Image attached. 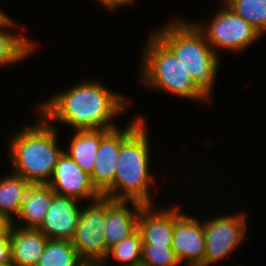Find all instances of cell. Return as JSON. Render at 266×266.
Here are the masks:
<instances>
[{
	"mask_svg": "<svg viewBox=\"0 0 266 266\" xmlns=\"http://www.w3.org/2000/svg\"><path fill=\"white\" fill-rule=\"evenodd\" d=\"M100 3L106 10H110V12L118 11V9H121L123 6H130L133 4L131 0H96V3ZM115 10V11H114Z\"/></svg>",
	"mask_w": 266,
	"mask_h": 266,
	"instance_id": "obj_25",
	"label": "cell"
},
{
	"mask_svg": "<svg viewBox=\"0 0 266 266\" xmlns=\"http://www.w3.org/2000/svg\"><path fill=\"white\" fill-rule=\"evenodd\" d=\"M11 17L0 26V68L20 64L34 54L37 43L25 35L11 32L17 25ZM13 28V29H12ZM10 29V30H9ZM15 33V34H14Z\"/></svg>",
	"mask_w": 266,
	"mask_h": 266,
	"instance_id": "obj_17",
	"label": "cell"
},
{
	"mask_svg": "<svg viewBox=\"0 0 266 266\" xmlns=\"http://www.w3.org/2000/svg\"><path fill=\"white\" fill-rule=\"evenodd\" d=\"M143 205L137 201L114 200L106 208V224L103 234L108 249L138 229V216Z\"/></svg>",
	"mask_w": 266,
	"mask_h": 266,
	"instance_id": "obj_14",
	"label": "cell"
},
{
	"mask_svg": "<svg viewBox=\"0 0 266 266\" xmlns=\"http://www.w3.org/2000/svg\"><path fill=\"white\" fill-rule=\"evenodd\" d=\"M138 230L143 245L172 247L174 204L163 209L154 204L143 205L138 216Z\"/></svg>",
	"mask_w": 266,
	"mask_h": 266,
	"instance_id": "obj_13",
	"label": "cell"
},
{
	"mask_svg": "<svg viewBox=\"0 0 266 266\" xmlns=\"http://www.w3.org/2000/svg\"><path fill=\"white\" fill-rule=\"evenodd\" d=\"M133 118L122 128V145L114 184L102 196L112 200L137 201L144 205L156 204L151 190L153 185L156 186V178L149 170L151 148L148 121L139 114Z\"/></svg>",
	"mask_w": 266,
	"mask_h": 266,
	"instance_id": "obj_2",
	"label": "cell"
},
{
	"mask_svg": "<svg viewBox=\"0 0 266 266\" xmlns=\"http://www.w3.org/2000/svg\"><path fill=\"white\" fill-rule=\"evenodd\" d=\"M141 266H182L172 247L143 245Z\"/></svg>",
	"mask_w": 266,
	"mask_h": 266,
	"instance_id": "obj_23",
	"label": "cell"
},
{
	"mask_svg": "<svg viewBox=\"0 0 266 266\" xmlns=\"http://www.w3.org/2000/svg\"><path fill=\"white\" fill-rule=\"evenodd\" d=\"M114 200L101 196L85 202L82 208L75 234L71 239L79 257L88 266H99L106 258L109 249L104 238L106 208Z\"/></svg>",
	"mask_w": 266,
	"mask_h": 266,
	"instance_id": "obj_7",
	"label": "cell"
},
{
	"mask_svg": "<svg viewBox=\"0 0 266 266\" xmlns=\"http://www.w3.org/2000/svg\"><path fill=\"white\" fill-rule=\"evenodd\" d=\"M78 199L54 194L51 205L38 230L48 239L71 240L83 206Z\"/></svg>",
	"mask_w": 266,
	"mask_h": 266,
	"instance_id": "obj_11",
	"label": "cell"
},
{
	"mask_svg": "<svg viewBox=\"0 0 266 266\" xmlns=\"http://www.w3.org/2000/svg\"><path fill=\"white\" fill-rule=\"evenodd\" d=\"M236 14L254 27L259 34H266V0H222Z\"/></svg>",
	"mask_w": 266,
	"mask_h": 266,
	"instance_id": "obj_22",
	"label": "cell"
},
{
	"mask_svg": "<svg viewBox=\"0 0 266 266\" xmlns=\"http://www.w3.org/2000/svg\"><path fill=\"white\" fill-rule=\"evenodd\" d=\"M55 192L48 184H31L25 194L16 222L24 229H38L51 205Z\"/></svg>",
	"mask_w": 266,
	"mask_h": 266,
	"instance_id": "obj_16",
	"label": "cell"
},
{
	"mask_svg": "<svg viewBox=\"0 0 266 266\" xmlns=\"http://www.w3.org/2000/svg\"><path fill=\"white\" fill-rule=\"evenodd\" d=\"M11 262L10 252V224L0 230V266Z\"/></svg>",
	"mask_w": 266,
	"mask_h": 266,
	"instance_id": "obj_24",
	"label": "cell"
},
{
	"mask_svg": "<svg viewBox=\"0 0 266 266\" xmlns=\"http://www.w3.org/2000/svg\"><path fill=\"white\" fill-rule=\"evenodd\" d=\"M122 145V128L100 129V144L94 170L90 175L93 186L103 195L113 184L117 159Z\"/></svg>",
	"mask_w": 266,
	"mask_h": 266,
	"instance_id": "obj_12",
	"label": "cell"
},
{
	"mask_svg": "<svg viewBox=\"0 0 266 266\" xmlns=\"http://www.w3.org/2000/svg\"><path fill=\"white\" fill-rule=\"evenodd\" d=\"M6 224L0 219V230L5 226Z\"/></svg>",
	"mask_w": 266,
	"mask_h": 266,
	"instance_id": "obj_28",
	"label": "cell"
},
{
	"mask_svg": "<svg viewBox=\"0 0 266 266\" xmlns=\"http://www.w3.org/2000/svg\"><path fill=\"white\" fill-rule=\"evenodd\" d=\"M36 266H88L78 255L71 240L48 239Z\"/></svg>",
	"mask_w": 266,
	"mask_h": 266,
	"instance_id": "obj_20",
	"label": "cell"
},
{
	"mask_svg": "<svg viewBox=\"0 0 266 266\" xmlns=\"http://www.w3.org/2000/svg\"><path fill=\"white\" fill-rule=\"evenodd\" d=\"M10 174L0 179V219L5 224L14 222L31 185L24 177L12 172Z\"/></svg>",
	"mask_w": 266,
	"mask_h": 266,
	"instance_id": "obj_18",
	"label": "cell"
},
{
	"mask_svg": "<svg viewBox=\"0 0 266 266\" xmlns=\"http://www.w3.org/2000/svg\"><path fill=\"white\" fill-rule=\"evenodd\" d=\"M151 32L176 56L197 87L212 100L222 60L196 25L178 16Z\"/></svg>",
	"mask_w": 266,
	"mask_h": 266,
	"instance_id": "obj_4",
	"label": "cell"
},
{
	"mask_svg": "<svg viewBox=\"0 0 266 266\" xmlns=\"http://www.w3.org/2000/svg\"><path fill=\"white\" fill-rule=\"evenodd\" d=\"M184 266H211L209 264H191V265H184Z\"/></svg>",
	"mask_w": 266,
	"mask_h": 266,
	"instance_id": "obj_27",
	"label": "cell"
},
{
	"mask_svg": "<svg viewBox=\"0 0 266 266\" xmlns=\"http://www.w3.org/2000/svg\"><path fill=\"white\" fill-rule=\"evenodd\" d=\"M9 18L10 16H8L7 13L1 10V7H0V26H2Z\"/></svg>",
	"mask_w": 266,
	"mask_h": 266,
	"instance_id": "obj_26",
	"label": "cell"
},
{
	"mask_svg": "<svg viewBox=\"0 0 266 266\" xmlns=\"http://www.w3.org/2000/svg\"><path fill=\"white\" fill-rule=\"evenodd\" d=\"M74 85L39 102L36 113L56 128L59 123L74 128V131L119 127L113 120L132 105L127 95L111 90L95 78H84Z\"/></svg>",
	"mask_w": 266,
	"mask_h": 266,
	"instance_id": "obj_1",
	"label": "cell"
},
{
	"mask_svg": "<svg viewBox=\"0 0 266 266\" xmlns=\"http://www.w3.org/2000/svg\"><path fill=\"white\" fill-rule=\"evenodd\" d=\"M33 124L10 134L7 154L11 172L30 184H48L64 149L59 146V127L49 124L40 114ZM59 130V131H58Z\"/></svg>",
	"mask_w": 266,
	"mask_h": 266,
	"instance_id": "obj_3",
	"label": "cell"
},
{
	"mask_svg": "<svg viewBox=\"0 0 266 266\" xmlns=\"http://www.w3.org/2000/svg\"><path fill=\"white\" fill-rule=\"evenodd\" d=\"M174 235L172 249L180 264H204L205 240L204 219L185 213L174 203Z\"/></svg>",
	"mask_w": 266,
	"mask_h": 266,
	"instance_id": "obj_9",
	"label": "cell"
},
{
	"mask_svg": "<svg viewBox=\"0 0 266 266\" xmlns=\"http://www.w3.org/2000/svg\"><path fill=\"white\" fill-rule=\"evenodd\" d=\"M48 238L38 229H24L10 224L11 262L15 266H36Z\"/></svg>",
	"mask_w": 266,
	"mask_h": 266,
	"instance_id": "obj_15",
	"label": "cell"
},
{
	"mask_svg": "<svg viewBox=\"0 0 266 266\" xmlns=\"http://www.w3.org/2000/svg\"><path fill=\"white\" fill-rule=\"evenodd\" d=\"M245 212L218 214L204 219L206 246L204 264L213 265L228 258L245 239L247 223ZM246 232V233H245ZM234 250V251H233Z\"/></svg>",
	"mask_w": 266,
	"mask_h": 266,
	"instance_id": "obj_8",
	"label": "cell"
},
{
	"mask_svg": "<svg viewBox=\"0 0 266 266\" xmlns=\"http://www.w3.org/2000/svg\"><path fill=\"white\" fill-rule=\"evenodd\" d=\"M55 194L91 202L102 195L93 186L90 175L83 171L66 153L62 152L48 182Z\"/></svg>",
	"mask_w": 266,
	"mask_h": 266,
	"instance_id": "obj_10",
	"label": "cell"
},
{
	"mask_svg": "<svg viewBox=\"0 0 266 266\" xmlns=\"http://www.w3.org/2000/svg\"><path fill=\"white\" fill-rule=\"evenodd\" d=\"M220 5L208 22L192 21L219 57L222 55L221 50L242 53L263 37L222 0Z\"/></svg>",
	"mask_w": 266,
	"mask_h": 266,
	"instance_id": "obj_6",
	"label": "cell"
},
{
	"mask_svg": "<svg viewBox=\"0 0 266 266\" xmlns=\"http://www.w3.org/2000/svg\"><path fill=\"white\" fill-rule=\"evenodd\" d=\"M142 250V236L137 229L133 234L112 246L105 260L99 266H106L111 256L119 266H141ZM108 266L112 265L109 264ZM113 266L116 265L113 264Z\"/></svg>",
	"mask_w": 266,
	"mask_h": 266,
	"instance_id": "obj_21",
	"label": "cell"
},
{
	"mask_svg": "<svg viewBox=\"0 0 266 266\" xmlns=\"http://www.w3.org/2000/svg\"><path fill=\"white\" fill-rule=\"evenodd\" d=\"M149 33L139 66L142 86L182 99L211 103L176 56L152 32Z\"/></svg>",
	"mask_w": 266,
	"mask_h": 266,
	"instance_id": "obj_5",
	"label": "cell"
},
{
	"mask_svg": "<svg viewBox=\"0 0 266 266\" xmlns=\"http://www.w3.org/2000/svg\"><path fill=\"white\" fill-rule=\"evenodd\" d=\"M68 150L64 149L77 165L89 175L92 174L95 165L96 154L100 144V129L73 131Z\"/></svg>",
	"mask_w": 266,
	"mask_h": 266,
	"instance_id": "obj_19",
	"label": "cell"
},
{
	"mask_svg": "<svg viewBox=\"0 0 266 266\" xmlns=\"http://www.w3.org/2000/svg\"><path fill=\"white\" fill-rule=\"evenodd\" d=\"M3 266H15L12 262L6 264V265H3Z\"/></svg>",
	"mask_w": 266,
	"mask_h": 266,
	"instance_id": "obj_29",
	"label": "cell"
}]
</instances>
